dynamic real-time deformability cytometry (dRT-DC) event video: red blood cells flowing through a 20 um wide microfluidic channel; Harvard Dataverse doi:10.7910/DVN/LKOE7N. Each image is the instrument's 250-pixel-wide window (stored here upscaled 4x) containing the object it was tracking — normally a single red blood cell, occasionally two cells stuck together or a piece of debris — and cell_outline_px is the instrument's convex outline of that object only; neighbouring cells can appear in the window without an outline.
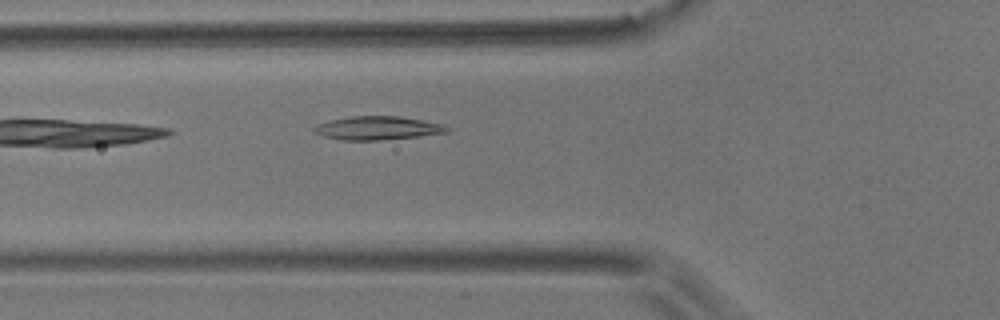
{"species": "common noctule bat (a hibernating species)", "species_latin": "Nyctalus noctula", "temperature_condition": "room temperature", "stored_images_in_passage": 4, "camera_frame_rate_fps": 3000, "um_per_image_px": 0.085, "animal": {"sex": "male", "body_mass_g": 17.9}, "frame": {"image": 1, "passage_image": 4, "time_ms": 3.667, "image_size_px": [1000, 320], "cell_outline_px": [[452, 128], [448, 132], [416, 136], [380, 140], [340, 140], [324, 136], [316, 132], [312, 128], [320, 124], [332, 120], [352, 116], [400, 116], [444, 124]], "centroid_in_image_um": [32.15, 10.88], "position_along_channel_um": 93.6, "area_um2": 17.98}}